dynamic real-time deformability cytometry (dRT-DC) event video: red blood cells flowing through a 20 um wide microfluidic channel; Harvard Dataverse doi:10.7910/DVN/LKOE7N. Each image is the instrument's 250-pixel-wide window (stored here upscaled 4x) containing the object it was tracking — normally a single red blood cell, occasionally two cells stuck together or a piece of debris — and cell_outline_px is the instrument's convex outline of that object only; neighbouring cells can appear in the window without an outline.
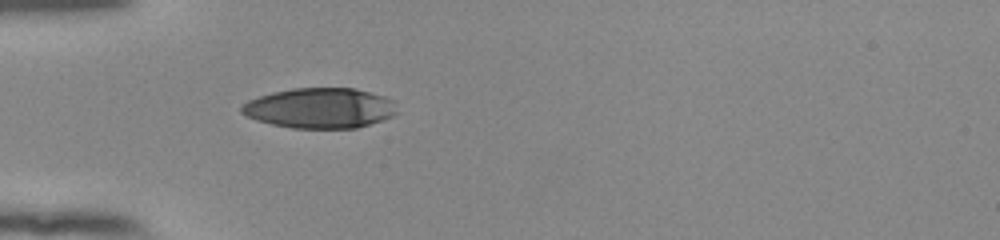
{"species": "human", "species_latin": "Homo sapiens", "temperature_condition": "room temperature", "stored_images_in_passage": 37, "camera_frame_rate_fps": 3000, "um_per_image_px": 0.085, "donor": {"sex": "female"}, "frame": {"image": 1, "passage_image": 1, "time_ms": 0.0, "image_size_px": [1000, 240], "cell_outline_px": [[396, 112], [392, 116], [356, 128], [292, 128], [272, 124], [256, 120], [240, 112], [240, 108], [248, 100], [272, 92], [292, 88], [356, 88], [384, 96], [392, 100]], "centroid_in_image_um": [27.16, 9.18], "position_along_channel_um": 57.8, "area_um2": 36.24}}
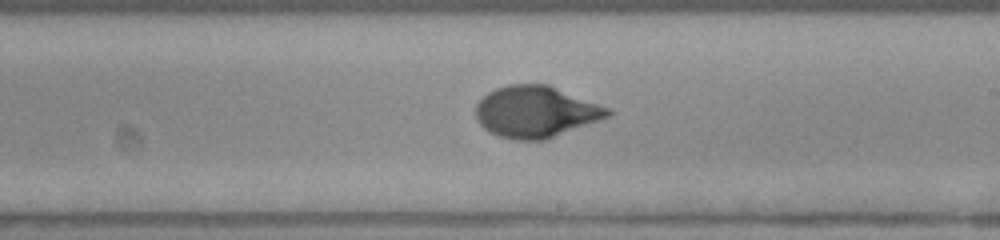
{"frame": {"image": 2, "passage_image": 16, "time_ms": 5.0, "image_size_px": [1000, 240], "cell_outline_px": [[612, 112], [608, 116], [600, 120], [544, 140], [512, 140], [488, 132], [476, 120], [476, 104], [488, 92], [496, 88], [508, 84], [548, 84], [608, 108]], "centroid_in_image_um": [45.5, 9.5], "position_along_channel_um": 243.5, "area_um2": 39.36}}
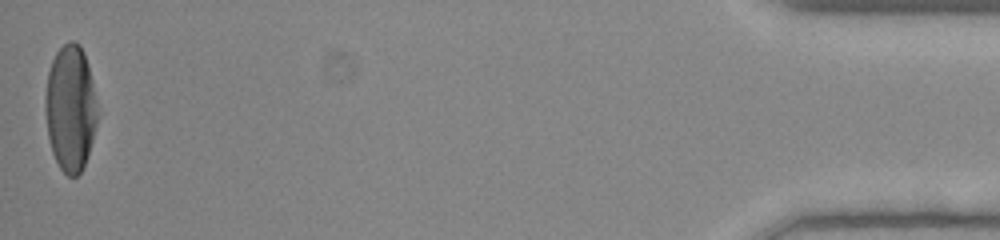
{"frame": {"image": 3, "passage_image": 37, "time_ms": 12.0, "image_size_px": [1000, 240], "cell_outline_px": [[96, 124], [88, 156], [80, 172], [76, 176], [68, 176], [60, 168], [52, 152], [48, 136], [44, 108], [44, 96], [48, 72], [52, 60], [56, 52], [68, 40], [76, 40], [80, 44], [84, 52], [88, 64], [92, 80], [96, 100]], "centroid_in_image_um": [5.97, 9.16], "position_along_channel_um": 429.2, "area_um2": 38.44}, "authors_computed_cell_mechanics": {"area_um2": 38.437, "velocity_mm_per_s": 3.8727, "shape_relaxation_time_tau1_ms": 4.325, "shape_relaxation_time_tau2_ms": null, "deformation_change_tau1": 0.2352, "deformation_change_tau2": null}}